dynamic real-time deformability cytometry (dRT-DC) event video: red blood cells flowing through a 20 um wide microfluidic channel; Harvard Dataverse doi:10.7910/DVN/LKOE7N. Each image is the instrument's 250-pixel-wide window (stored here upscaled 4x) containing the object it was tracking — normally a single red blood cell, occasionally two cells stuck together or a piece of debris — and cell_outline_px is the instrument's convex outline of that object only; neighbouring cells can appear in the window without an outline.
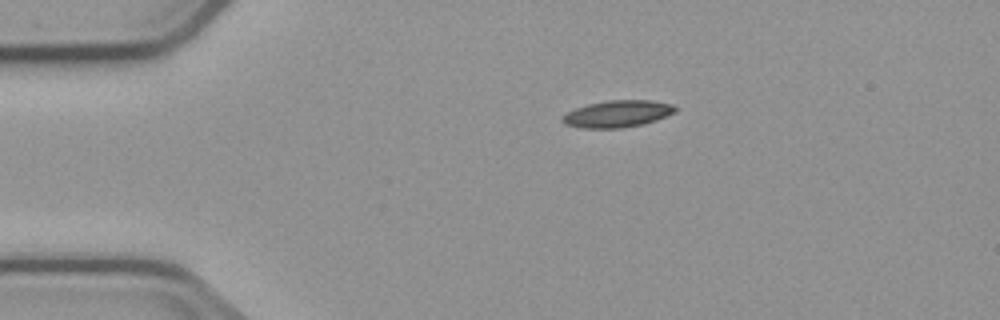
{"species": "common noctule bat (a hibernating species)", "species_latin": "Nyctalus noctula", "temperature_condition": "cold", "stored_images_in_passage": 2, "camera_frame_rate_fps": 3000, "um_per_image_px": 0.085, "animal": {"sex": "male", "body_mass_g": 23.1, "forearm_length_mm": 52.7}, "frame": {"image": 1, "passage_image": 1, "time_ms": 0.0, "image_size_px": [1000, 320], "cell_outline_px": [[676, 112], [656, 120], [644, 124], [620, 128], [584, 128], [564, 124], [560, 120], [560, 116], [576, 108], [588, 104], [608, 100], [652, 100], [672, 104], [676, 108]], "centroid_in_image_um": [52.47, 9.67], "position_along_channel_um": 32.5, "area_um2": 17.74}}